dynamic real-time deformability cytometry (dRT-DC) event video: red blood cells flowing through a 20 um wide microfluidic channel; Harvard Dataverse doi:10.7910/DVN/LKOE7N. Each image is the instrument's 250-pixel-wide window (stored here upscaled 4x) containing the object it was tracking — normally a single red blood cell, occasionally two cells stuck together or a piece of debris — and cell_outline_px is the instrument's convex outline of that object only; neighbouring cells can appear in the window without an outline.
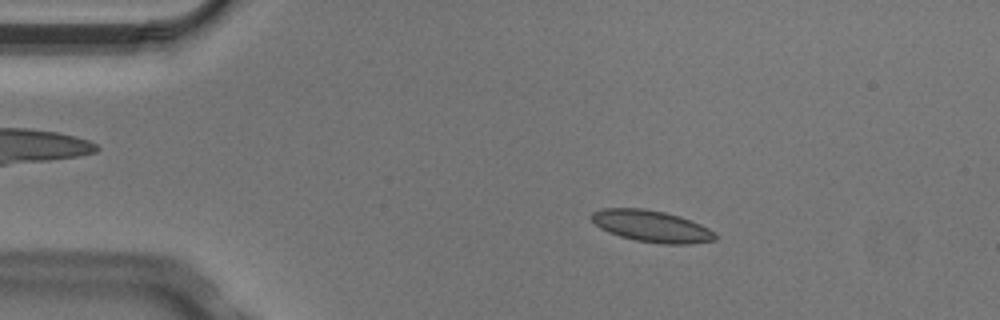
{"species": "Egyptian fruit bat (a non-hibernating species)", "species_latin": "Rousettus aegyptiacus", "temperature_condition": "cold", "stored_images_in_passage": 5, "camera_frame_rate_fps": 3000, "um_per_image_px": 0.085, "animal": {"sex": "male"}, "frame": {"image": 1, "passage_image": 1, "time_ms": 0.0, "image_size_px": [1000, 320], "cell_outline_px": [[716, 240], [688, 244], [664, 244], [636, 240], [620, 236], [608, 232], [600, 228], [588, 216], [592, 212], [600, 208], [644, 208], [664, 212], [680, 216], [700, 224], [716, 232]], "centroid_in_image_um": [55.36, 19.22], "position_along_channel_um": 29.6, "area_um2": 22.89}}
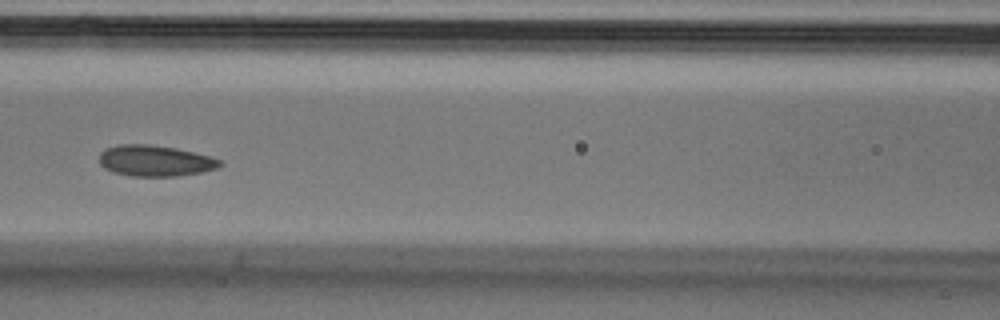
{"frame": {"image": 2, "passage_image": 5, "time_ms": 1.333, "image_size_px": [1000, 320], "cell_outline_px": [[224, 164], [216, 168], [200, 172], [176, 176], [128, 176], [112, 172], [104, 168], [100, 164], [100, 152], [108, 148], [120, 144], [148, 144], [176, 148], [208, 156], [220, 160]], "centroid_in_image_um": [13.15, 13.67], "position_along_channel_um": 153.5, "area_um2": 21.68}}